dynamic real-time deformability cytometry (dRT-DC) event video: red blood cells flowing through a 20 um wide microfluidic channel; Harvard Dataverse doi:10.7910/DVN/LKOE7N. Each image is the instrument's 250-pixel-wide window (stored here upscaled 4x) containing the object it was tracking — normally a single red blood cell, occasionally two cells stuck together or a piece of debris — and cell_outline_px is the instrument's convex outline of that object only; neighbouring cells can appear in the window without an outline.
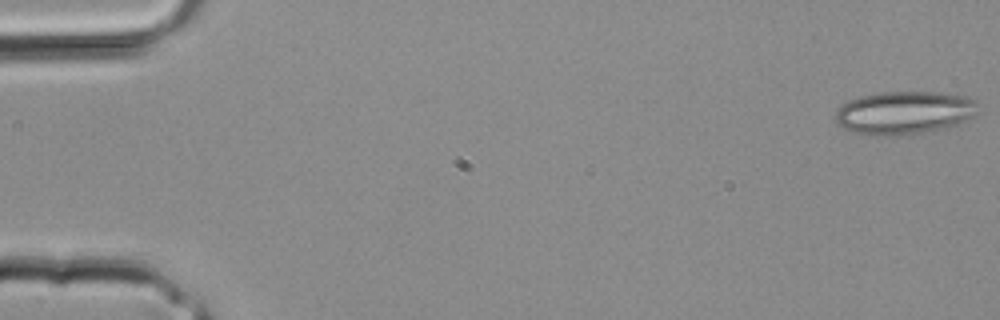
{"species": "common noctule bat (a hibernating species)", "species_latin": "Nyctalus noctula", "temperature_condition": "room temperature", "stored_images_in_passage": 35, "camera_frame_rate_fps": 3000, "um_per_image_px": 0.085, "animal": {"sex": "male", "body_mass_g": 20.4}, "frame": {"image": 1, "passage_image": 1, "time_ms": 0.0, "image_size_px": [1000, 320], "cell_outline_px": [[980, 112], [956, 124], [940, 128], [920, 132], [888, 136], [872, 136], [856, 132], [844, 128], [836, 124], [832, 120], [836, 108], [848, 100], [860, 96], [880, 92], [932, 92], [960, 96], [976, 100]], "centroid_in_image_um": [76.77, 9.57], "position_along_channel_um": 8.2, "area_um2": 35.72}}
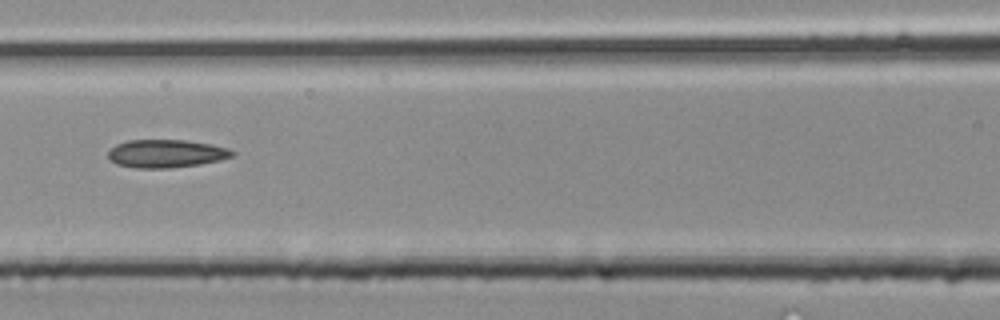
{"frame": {"image": 2, "passage_image": 16, "time_ms": 5.0, "image_size_px": [1000, 320], "cell_outline_px": [[236, 156], [220, 160], [200, 164], [168, 168], [136, 168], [116, 164], [108, 160], [108, 152], [116, 144], [128, 140], [184, 140], [212, 144], [228, 148], [236, 152]], "centroid_in_image_um": [14.14, 13.05], "position_along_channel_um": 152.5, "area_um2": 20.46}}
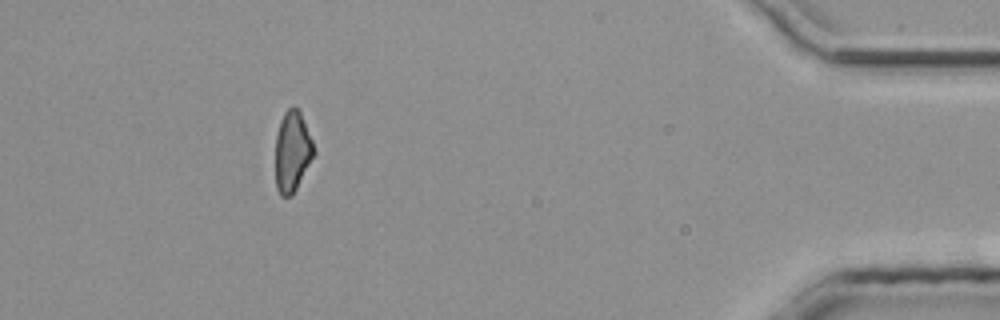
{"frame": {"image": 3, "passage_image": 32, "time_ms": 10.333, "image_size_px": [1000, 320], "cell_outline_px": [[316, 152], [292, 196], [280, 196], [276, 188], [276, 136], [280, 120], [284, 112], [288, 108], [300, 108], [312, 140]], "centroid_in_image_um": [24.85, 12.86], "position_along_channel_um": 410.3, "area_um2": 18.15}}